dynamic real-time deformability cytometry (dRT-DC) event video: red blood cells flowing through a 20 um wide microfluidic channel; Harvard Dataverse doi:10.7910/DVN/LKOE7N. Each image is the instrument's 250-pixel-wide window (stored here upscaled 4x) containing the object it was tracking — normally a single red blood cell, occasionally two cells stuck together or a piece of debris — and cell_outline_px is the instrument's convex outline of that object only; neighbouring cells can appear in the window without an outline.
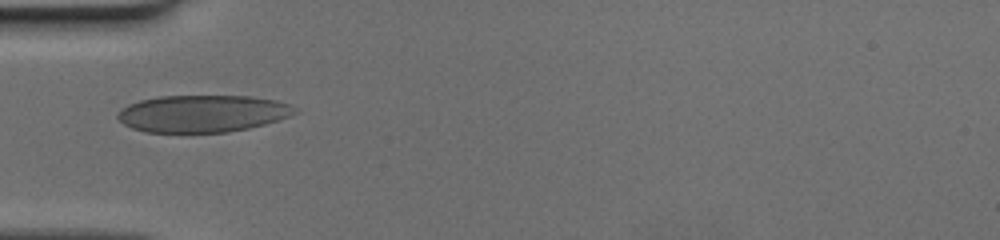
{"species": "human", "species_latin": "Homo sapiens", "temperature_condition": "cold", "stored_images_in_passage": 35, "camera_frame_rate_fps": 3000, "um_per_image_px": 0.085, "donor": {"sex": "female"}, "frame": {"image": 1, "passage_image": 1, "time_ms": 0.0, "image_size_px": [1000, 240], "cell_outline_px": [[296, 112], [288, 116], [264, 124], [248, 128], [228, 132], [144, 132], [132, 128], [124, 124], [116, 116], [128, 104], [140, 100], [160, 96], [248, 96], [276, 100], [288, 104]], "centroid_in_image_um": [17.17, 9.65], "position_along_channel_um": 67.8, "area_um2": 37.86}}
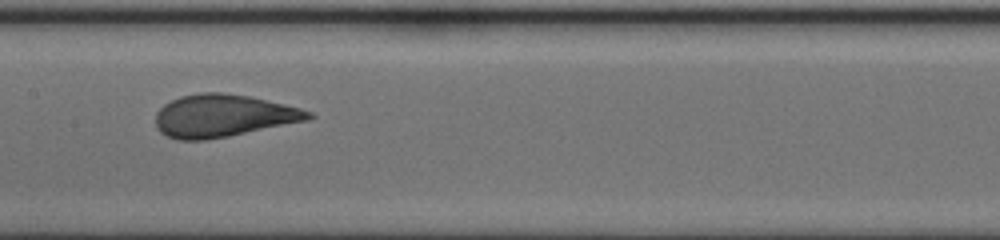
{"frame": {"image": 2, "passage_image": 10, "time_ms": 3.0, "image_size_px": [1000, 240], "cell_outline_px": [[316, 116], [308, 120], [228, 136], [204, 140], [176, 140], [160, 132], [156, 128], [156, 112], [164, 104], [180, 96], [200, 92], [220, 92], [248, 96], [300, 108], [312, 112]], "centroid_in_image_um": [18.94, 9.84], "position_along_channel_um": 188.5, "area_um2": 37.69}}
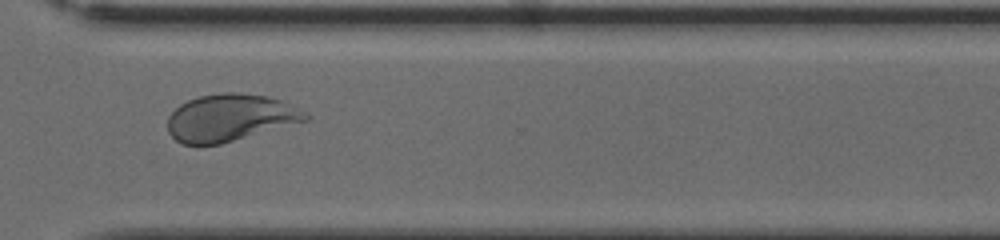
{"frame": {"image": 3, "passage_image": 22, "time_ms": 7.0, "image_size_px": [1000, 240], "cell_outline_px": [[308, 120], [220, 144], [180, 144], [168, 132], [168, 116], [180, 104], [188, 100], [200, 96], [220, 92], [236, 92], [268, 96], [280, 100], [308, 116]], "centroid_in_image_um": [19.48, 10.0], "position_along_channel_um": 351.1, "area_um2": 37.28}}